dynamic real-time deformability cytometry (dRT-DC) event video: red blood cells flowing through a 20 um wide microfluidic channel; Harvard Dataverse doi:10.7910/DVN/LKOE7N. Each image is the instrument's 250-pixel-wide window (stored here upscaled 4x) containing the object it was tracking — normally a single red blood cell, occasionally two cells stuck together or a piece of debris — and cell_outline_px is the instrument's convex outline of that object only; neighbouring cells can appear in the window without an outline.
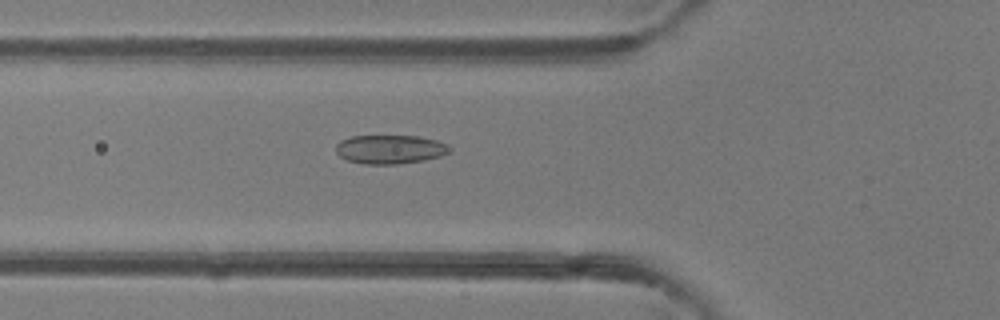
{"species": "common noctule bat (a hibernating species)", "species_latin": "Nyctalus noctula", "temperature_condition": "room temperature", "stored_images_in_passage": 47, "camera_frame_rate_fps": 3000, "um_per_image_px": 0.085, "animal": {"sex": "female"}, "frame": {"image": 1, "passage_image": 17, "time_ms": 5.333, "image_size_px": [1000, 320], "cell_outline_px": [[452, 148], [448, 152], [440, 156], [424, 160], [400, 164], [364, 164], [348, 160], [340, 156], [336, 152], [336, 144], [340, 140], [352, 136], [416, 136], [436, 140], [448, 144]], "centroid_in_image_um": [33.15, 12.69], "position_along_channel_um": 92.7, "area_um2": 19.13}}
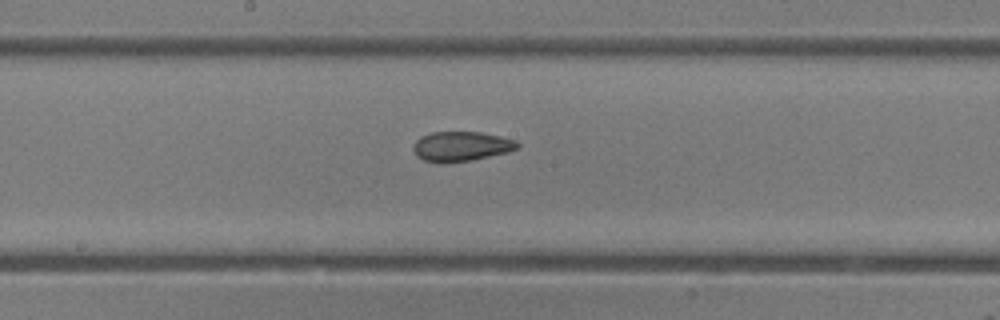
{"frame": {"image": 2, "passage_image": 25, "time_ms": 8.0, "image_size_px": [1000, 320], "cell_outline_px": [[520, 144], [516, 148], [508, 152], [472, 160], [424, 160], [416, 156], [412, 148], [416, 140], [420, 136], [432, 132], [480, 132], [500, 136], [516, 140]], "centroid_in_image_um": [39.22, 12.4], "position_along_channel_um": 209.0, "area_um2": 17.51}}
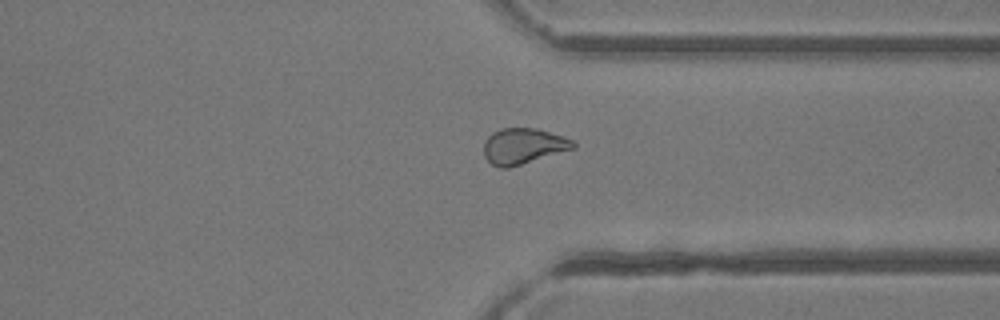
{"frame": {"image": 3, "passage_image": 36, "time_ms": 11.667, "image_size_px": [1000, 320], "cell_outline_px": [[576, 148], [508, 168], [500, 168], [492, 164], [484, 156], [484, 140], [492, 132], [500, 128], [536, 128], [564, 136], [572, 140], [576, 144]], "centroid_in_image_um": [44.47, 12.41], "position_along_channel_um": 366.9, "area_um2": 18.73}, "authors_computed_cell_mechanics": {"area_um2": 19.4786, "velocity_mm_per_s": 4.3308, "shape_relaxation_time_tau1_ms": null, "shape_relaxation_time_tau2_ms": 2.8937, "deformation_change_tau1": null, "deformation_change_tau2": 0.0624}}